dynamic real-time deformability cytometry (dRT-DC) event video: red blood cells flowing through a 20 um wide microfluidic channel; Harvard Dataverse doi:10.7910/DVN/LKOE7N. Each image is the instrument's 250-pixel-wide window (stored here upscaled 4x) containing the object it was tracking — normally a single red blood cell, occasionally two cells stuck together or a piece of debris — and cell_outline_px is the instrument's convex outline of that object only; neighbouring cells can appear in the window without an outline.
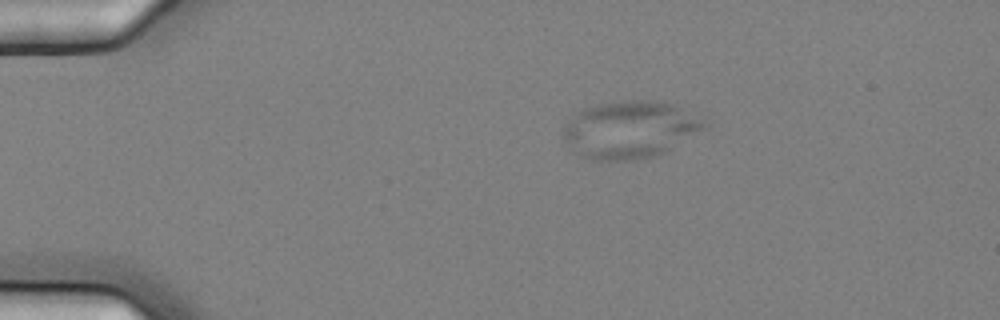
{"species": "common noctule bat (a hibernating species)", "species_latin": "Nyctalus noctula", "temperature_condition": "cold", "stored_images_in_passage": 5, "camera_frame_rate_fps": 3000, "um_per_image_px": 0.085, "animal": {"sex": "female", "body_mass_g": 25.1}, "frame": {"image": 1, "passage_image": 2, "time_ms": 0.333, "image_size_px": [1000, 320], "cell_outline_px": [[704, 128], [664, 152], [652, 156], [636, 160], [592, 160], [580, 156], [572, 152], [564, 140], [564, 124], [580, 108], [600, 104], [624, 100], [652, 100], [672, 104], [704, 120]], "centroid_in_image_um": [53.44, 11.02], "position_along_channel_um": 31.6, "area_um2": 46.7}}
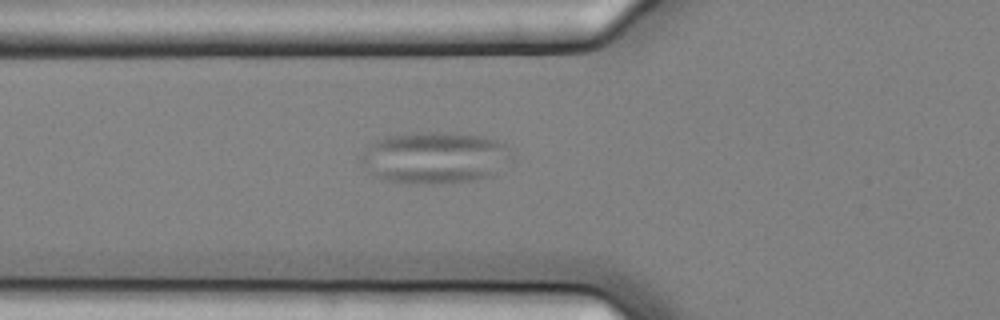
{"frame": {"image": 2, "passage_image": 5, "time_ms": 1.333, "image_size_px": [1000, 320], "cell_outline_px": [[512, 160], [492, 176], [472, 180], [440, 184], [424, 184], [384, 180], [372, 176], [360, 160], [360, 156], [376, 140], [384, 136], [416, 132], [436, 132], [484, 136], [508, 144], [512, 148]], "centroid_in_image_um": [37.01, 13.4], "position_along_channel_um": 88.8, "area_um2": 45.84}}